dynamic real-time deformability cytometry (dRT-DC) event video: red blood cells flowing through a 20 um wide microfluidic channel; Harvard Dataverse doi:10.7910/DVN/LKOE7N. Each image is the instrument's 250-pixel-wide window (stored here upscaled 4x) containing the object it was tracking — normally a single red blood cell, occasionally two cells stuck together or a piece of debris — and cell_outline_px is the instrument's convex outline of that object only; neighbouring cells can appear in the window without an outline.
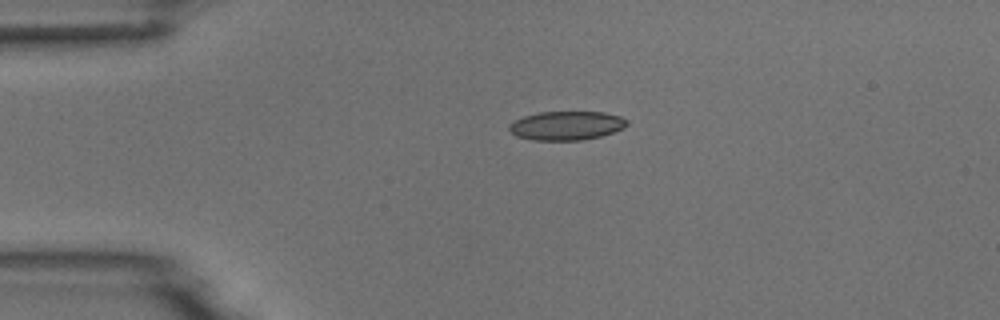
{"species": "common noctule bat (a hibernating species)", "species_latin": "Nyctalus noctula", "temperature_condition": "room temperature", "stored_images_in_passage": 2, "camera_frame_rate_fps": 3000, "um_per_image_px": 0.085, "animal": {"sex": "male", "body_mass_g": 18.8}, "frame": {"image": 1, "passage_image": 1, "time_ms": 0.0, "image_size_px": [1000, 320], "cell_outline_px": [[628, 124], [624, 128], [600, 136], [584, 140], [532, 140], [516, 136], [508, 128], [508, 124], [524, 116], [540, 112], [604, 112], [620, 116], [628, 120]], "centroid_in_image_um": [48.16, 10.68], "position_along_channel_um": 36.8, "area_um2": 19.83}}